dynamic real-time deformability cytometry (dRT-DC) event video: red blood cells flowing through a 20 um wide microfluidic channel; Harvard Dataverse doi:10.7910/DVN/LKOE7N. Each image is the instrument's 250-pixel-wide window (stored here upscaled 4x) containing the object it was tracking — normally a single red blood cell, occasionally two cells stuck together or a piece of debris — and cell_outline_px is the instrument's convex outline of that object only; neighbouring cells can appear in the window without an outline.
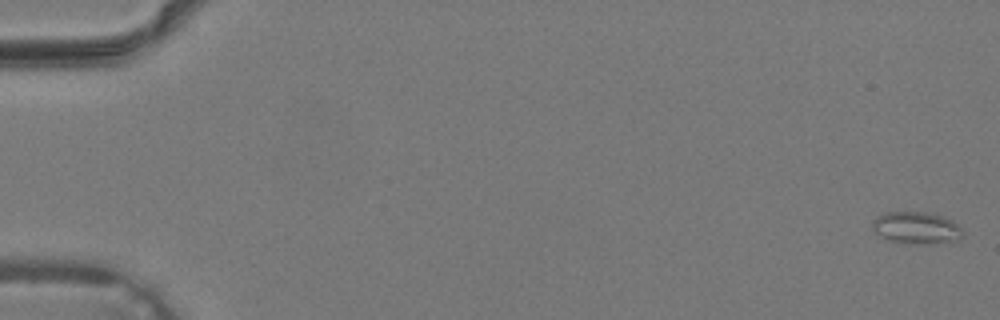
{"species": "common noctule bat (a hibernating species)", "species_latin": "Nyctalus noctula", "temperature_condition": "warm", "stored_images_in_passage": 39, "camera_frame_rate_fps": 3000, "um_per_image_px": 0.085, "animal": {"sex": "male", "body_mass_g": 19.2, "forearm_length_mm": 51.8}, "frame": {"image": 1, "passage_image": 1, "time_ms": 0.0, "image_size_px": [1000, 320], "cell_outline_px": [[964, 236], [956, 240], [920, 244], [888, 240], [880, 236], [872, 228], [872, 220], [876, 216], [884, 212], [924, 212], [944, 216], [952, 220], [964, 232]], "centroid_in_image_um": [77.87, 19.34], "position_along_channel_um": 7.1, "area_um2": 16.76}}
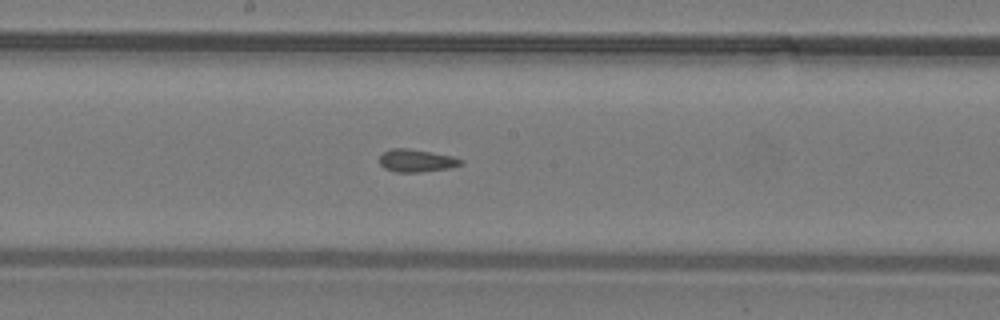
{"frame": {"image": 2, "passage_image": 22, "time_ms": 7.0, "image_size_px": [1000, 320], "cell_outline_px": [[464, 164], [448, 168], [420, 172], [396, 172], [384, 168], [380, 164], [380, 156], [384, 152], [392, 148], [408, 148], [452, 156], [464, 160]], "centroid_in_image_um": [35.41, 13.65], "position_along_channel_um": 212.8, "area_um2": 10.69}}
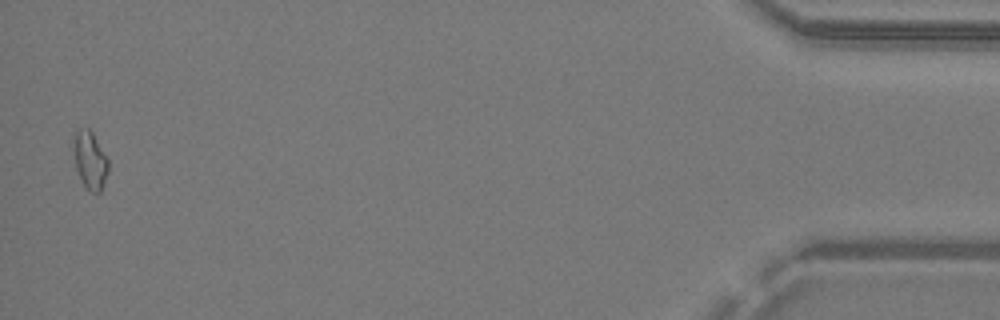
{"frame": {"image": 3, "passage_image": 39, "time_ms": 12.667, "image_size_px": [1000, 320], "cell_outline_px": [[108, 172], [100, 192], [92, 192], [84, 184], [76, 168], [76, 132], [80, 128], [88, 128], [92, 132], [108, 160]], "centroid_in_image_um": [7.7, 13.64], "position_along_channel_um": 427.5, "area_um2": 10.87}}